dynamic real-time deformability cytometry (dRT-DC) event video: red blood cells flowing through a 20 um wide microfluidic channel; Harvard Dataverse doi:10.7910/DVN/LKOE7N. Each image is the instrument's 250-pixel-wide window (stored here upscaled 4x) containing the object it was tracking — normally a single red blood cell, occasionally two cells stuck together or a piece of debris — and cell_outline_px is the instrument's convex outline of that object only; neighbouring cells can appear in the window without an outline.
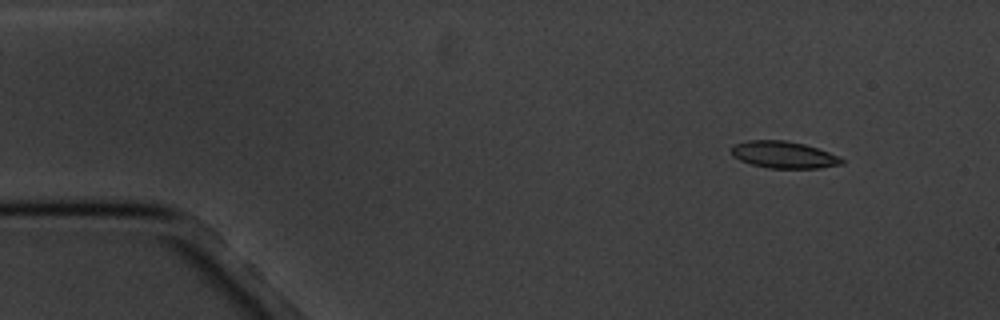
{"species": "common noctule bat (a hibernating species)", "species_latin": "Nyctalus noctula", "temperature_condition": "cold", "stored_images_in_passage": 6, "camera_frame_rate_fps": 3000, "um_per_image_px": 0.085, "animal": {"sex": "male", "body_mass_g": 20.1, "forearm_length_mm": 53.5}, "frame": {"image": 1, "passage_image": 2, "time_ms": 1.333, "image_size_px": [1000, 320], "cell_outline_px": [[844, 164], [820, 168], [768, 168], [752, 164], [740, 160], [732, 156], [732, 148], [736, 144], [748, 140], [784, 140], [804, 144], [840, 156], [844, 160]], "centroid_in_image_um": [66.64, 13.16], "position_along_channel_um": 18.4, "area_um2": 17.22}}